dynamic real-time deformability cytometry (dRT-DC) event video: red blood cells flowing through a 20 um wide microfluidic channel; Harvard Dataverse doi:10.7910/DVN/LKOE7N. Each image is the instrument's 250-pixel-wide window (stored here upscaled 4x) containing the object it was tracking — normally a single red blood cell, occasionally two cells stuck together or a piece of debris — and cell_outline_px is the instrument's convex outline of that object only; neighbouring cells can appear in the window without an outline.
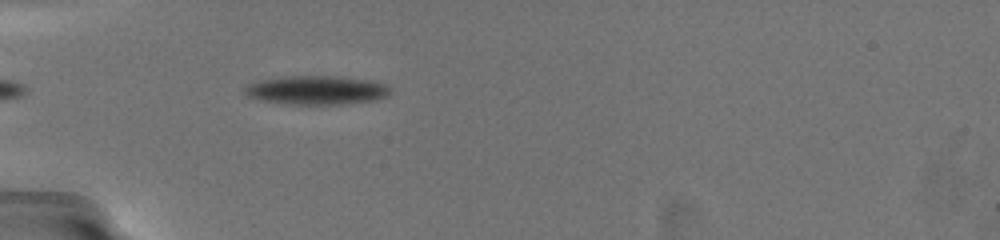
{"species": "common noctule bat (a hibernating species)", "species_latin": "Nyctalus noctula", "temperature_condition": "warm", "stored_images_in_passage": 47, "camera_frame_rate_fps": 3000, "um_per_image_px": 0.085, "animal": {"sex": "female", "body_mass_g": 19.5, "forearm_length_mm": 54.1}, "frame": {"image": 1, "passage_image": 1, "time_ms": 0.0, "image_size_px": [1000, 240], "cell_outline_px": [[388, 96], [372, 100], [340, 104], [288, 104], [260, 100], [248, 96], [244, 92], [244, 88], [252, 84], [264, 80], [280, 76], [328, 76], [356, 80], [380, 84], [388, 88]], "centroid_in_image_um": [26.78, 7.68], "position_along_channel_um": 58.2, "area_um2": 23.41}}
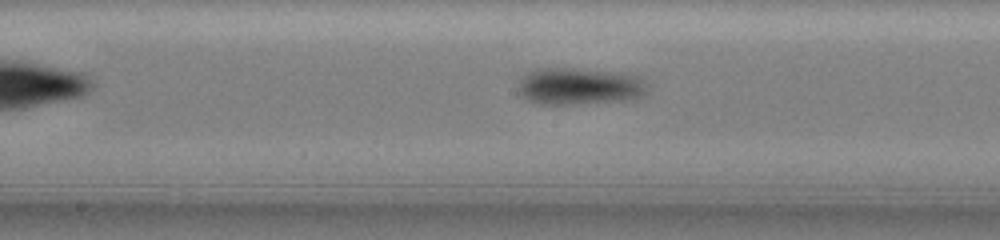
{"frame": {"image": 2, "passage_image": 28, "time_ms": 4.333, "image_size_px": [1000, 240], "cell_outline_px": [[648, 92], [640, 96], [624, 100], [572, 104], [536, 104], [528, 100], [520, 92], [520, 84], [532, 72], [540, 68], [572, 68], [608, 72], [636, 76], [644, 84]], "centroid_in_image_um": [49.25, 7.35], "position_along_channel_um": 199.0, "area_um2": 26.7}}
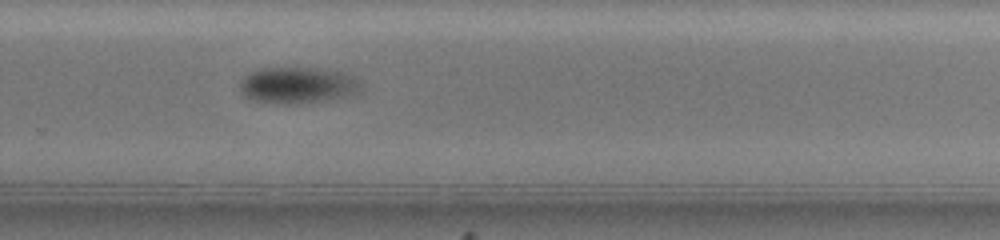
{"frame": {"image": 3, "passage_image": 43, "time_ms": 7.333, "image_size_px": [1000, 240], "cell_outline_px": [[356, 84], [352, 92], [340, 96], [324, 100], [296, 104], [288, 104], [252, 100], [244, 92], [244, 80], [252, 72], [260, 68], [320, 68], [340, 72], [352, 76]], "centroid_in_image_um": [25.24, 7.23], "position_along_channel_um": 304.6, "area_um2": 23.99}}